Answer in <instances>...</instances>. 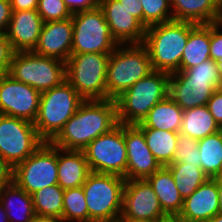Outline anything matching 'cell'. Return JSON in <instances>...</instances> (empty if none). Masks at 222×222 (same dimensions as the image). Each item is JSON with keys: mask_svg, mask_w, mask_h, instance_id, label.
<instances>
[{"mask_svg": "<svg viewBox=\"0 0 222 222\" xmlns=\"http://www.w3.org/2000/svg\"><path fill=\"white\" fill-rule=\"evenodd\" d=\"M170 5L177 21L210 24L222 17L221 0H170Z\"/></svg>", "mask_w": 222, "mask_h": 222, "instance_id": "44dd1931", "label": "cell"}, {"mask_svg": "<svg viewBox=\"0 0 222 222\" xmlns=\"http://www.w3.org/2000/svg\"><path fill=\"white\" fill-rule=\"evenodd\" d=\"M218 90L222 93V80H220V84H219Z\"/></svg>", "mask_w": 222, "mask_h": 222, "instance_id": "f5cc1de1", "label": "cell"}, {"mask_svg": "<svg viewBox=\"0 0 222 222\" xmlns=\"http://www.w3.org/2000/svg\"><path fill=\"white\" fill-rule=\"evenodd\" d=\"M110 53H71L66 80L84 100L107 99L106 75Z\"/></svg>", "mask_w": 222, "mask_h": 222, "instance_id": "52a82bcc", "label": "cell"}, {"mask_svg": "<svg viewBox=\"0 0 222 222\" xmlns=\"http://www.w3.org/2000/svg\"><path fill=\"white\" fill-rule=\"evenodd\" d=\"M170 74L153 70L115 99L117 121L137 125L149 110L168 96Z\"/></svg>", "mask_w": 222, "mask_h": 222, "instance_id": "7a4b0ae2", "label": "cell"}, {"mask_svg": "<svg viewBox=\"0 0 222 222\" xmlns=\"http://www.w3.org/2000/svg\"><path fill=\"white\" fill-rule=\"evenodd\" d=\"M170 217L163 211L149 182L126 180L123 191V208L119 220L166 221Z\"/></svg>", "mask_w": 222, "mask_h": 222, "instance_id": "4fadbf2b", "label": "cell"}, {"mask_svg": "<svg viewBox=\"0 0 222 222\" xmlns=\"http://www.w3.org/2000/svg\"><path fill=\"white\" fill-rule=\"evenodd\" d=\"M83 101L67 80L41 93L38 114L33 122L38 136L44 142H51Z\"/></svg>", "mask_w": 222, "mask_h": 222, "instance_id": "5b68a950", "label": "cell"}, {"mask_svg": "<svg viewBox=\"0 0 222 222\" xmlns=\"http://www.w3.org/2000/svg\"><path fill=\"white\" fill-rule=\"evenodd\" d=\"M41 93L23 82L5 74L0 80V114L34 122Z\"/></svg>", "mask_w": 222, "mask_h": 222, "instance_id": "5bb4252c", "label": "cell"}, {"mask_svg": "<svg viewBox=\"0 0 222 222\" xmlns=\"http://www.w3.org/2000/svg\"><path fill=\"white\" fill-rule=\"evenodd\" d=\"M160 222H180L179 220H177L176 218H170L166 221H160Z\"/></svg>", "mask_w": 222, "mask_h": 222, "instance_id": "816d5d0a", "label": "cell"}, {"mask_svg": "<svg viewBox=\"0 0 222 222\" xmlns=\"http://www.w3.org/2000/svg\"><path fill=\"white\" fill-rule=\"evenodd\" d=\"M83 152L91 172L113 174L126 180L127 153L124 124L118 123L109 132L92 140Z\"/></svg>", "mask_w": 222, "mask_h": 222, "instance_id": "9c48e42d", "label": "cell"}, {"mask_svg": "<svg viewBox=\"0 0 222 222\" xmlns=\"http://www.w3.org/2000/svg\"><path fill=\"white\" fill-rule=\"evenodd\" d=\"M72 42V17L64 20L44 22L38 44L33 52L66 62L71 55Z\"/></svg>", "mask_w": 222, "mask_h": 222, "instance_id": "d6986e66", "label": "cell"}, {"mask_svg": "<svg viewBox=\"0 0 222 222\" xmlns=\"http://www.w3.org/2000/svg\"><path fill=\"white\" fill-rule=\"evenodd\" d=\"M57 147L51 142L41 146L13 168V181L28 194L58 184Z\"/></svg>", "mask_w": 222, "mask_h": 222, "instance_id": "8fae6325", "label": "cell"}, {"mask_svg": "<svg viewBox=\"0 0 222 222\" xmlns=\"http://www.w3.org/2000/svg\"><path fill=\"white\" fill-rule=\"evenodd\" d=\"M219 198H220V213H222V178H218Z\"/></svg>", "mask_w": 222, "mask_h": 222, "instance_id": "7dc6e473", "label": "cell"}, {"mask_svg": "<svg viewBox=\"0 0 222 222\" xmlns=\"http://www.w3.org/2000/svg\"><path fill=\"white\" fill-rule=\"evenodd\" d=\"M222 130L209 112L207 105L183 111L182 126L179 134L200 140Z\"/></svg>", "mask_w": 222, "mask_h": 222, "instance_id": "4316f807", "label": "cell"}, {"mask_svg": "<svg viewBox=\"0 0 222 222\" xmlns=\"http://www.w3.org/2000/svg\"><path fill=\"white\" fill-rule=\"evenodd\" d=\"M118 222H158V221H150V220H119Z\"/></svg>", "mask_w": 222, "mask_h": 222, "instance_id": "f907efd6", "label": "cell"}, {"mask_svg": "<svg viewBox=\"0 0 222 222\" xmlns=\"http://www.w3.org/2000/svg\"><path fill=\"white\" fill-rule=\"evenodd\" d=\"M71 14L99 7L100 0H64Z\"/></svg>", "mask_w": 222, "mask_h": 222, "instance_id": "ab89813d", "label": "cell"}, {"mask_svg": "<svg viewBox=\"0 0 222 222\" xmlns=\"http://www.w3.org/2000/svg\"><path fill=\"white\" fill-rule=\"evenodd\" d=\"M14 51L5 33H0V69L7 74Z\"/></svg>", "mask_w": 222, "mask_h": 222, "instance_id": "74e56055", "label": "cell"}, {"mask_svg": "<svg viewBox=\"0 0 222 222\" xmlns=\"http://www.w3.org/2000/svg\"><path fill=\"white\" fill-rule=\"evenodd\" d=\"M0 222H9L8 217L6 215V211L4 210L1 201H0Z\"/></svg>", "mask_w": 222, "mask_h": 222, "instance_id": "bcb514c9", "label": "cell"}, {"mask_svg": "<svg viewBox=\"0 0 222 222\" xmlns=\"http://www.w3.org/2000/svg\"><path fill=\"white\" fill-rule=\"evenodd\" d=\"M31 222H62L59 219H55V218H46V217H38L35 216Z\"/></svg>", "mask_w": 222, "mask_h": 222, "instance_id": "f6af8a7d", "label": "cell"}, {"mask_svg": "<svg viewBox=\"0 0 222 222\" xmlns=\"http://www.w3.org/2000/svg\"><path fill=\"white\" fill-rule=\"evenodd\" d=\"M5 75V73L0 69V80Z\"/></svg>", "mask_w": 222, "mask_h": 222, "instance_id": "db71d44e", "label": "cell"}, {"mask_svg": "<svg viewBox=\"0 0 222 222\" xmlns=\"http://www.w3.org/2000/svg\"><path fill=\"white\" fill-rule=\"evenodd\" d=\"M117 124L115 100H84L51 143L65 150H83Z\"/></svg>", "mask_w": 222, "mask_h": 222, "instance_id": "6da1fadb", "label": "cell"}, {"mask_svg": "<svg viewBox=\"0 0 222 222\" xmlns=\"http://www.w3.org/2000/svg\"><path fill=\"white\" fill-rule=\"evenodd\" d=\"M143 9V25L147 28L173 20L170 0H140Z\"/></svg>", "mask_w": 222, "mask_h": 222, "instance_id": "d6a6232c", "label": "cell"}, {"mask_svg": "<svg viewBox=\"0 0 222 222\" xmlns=\"http://www.w3.org/2000/svg\"><path fill=\"white\" fill-rule=\"evenodd\" d=\"M11 14L12 8L10 0H0V33H6Z\"/></svg>", "mask_w": 222, "mask_h": 222, "instance_id": "60d3db41", "label": "cell"}, {"mask_svg": "<svg viewBox=\"0 0 222 222\" xmlns=\"http://www.w3.org/2000/svg\"><path fill=\"white\" fill-rule=\"evenodd\" d=\"M219 85L212 78L188 77L175 71L169 77L168 95L183 109L207 105Z\"/></svg>", "mask_w": 222, "mask_h": 222, "instance_id": "2e32d148", "label": "cell"}, {"mask_svg": "<svg viewBox=\"0 0 222 222\" xmlns=\"http://www.w3.org/2000/svg\"><path fill=\"white\" fill-rule=\"evenodd\" d=\"M210 59V24L189 22V37L180 62V71Z\"/></svg>", "mask_w": 222, "mask_h": 222, "instance_id": "cb8c5ba5", "label": "cell"}, {"mask_svg": "<svg viewBox=\"0 0 222 222\" xmlns=\"http://www.w3.org/2000/svg\"><path fill=\"white\" fill-rule=\"evenodd\" d=\"M127 169L126 180H144L162 166L146 144L143 131L137 125L124 124Z\"/></svg>", "mask_w": 222, "mask_h": 222, "instance_id": "9a60e30c", "label": "cell"}, {"mask_svg": "<svg viewBox=\"0 0 222 222\" xmlns=\"http://www.w3.org/2000/svg\"><path fill=\"white\" fill-rule=\"evenodd\" d=\"M118 44L110 53L107 75V99L115 100L138 80L153 71L146 46Z\"/></svg>", "mask_w": 222, "mask_h": 222, "instance_id": "277c9868", "label": "cell"}, {"mask_svg": "<svg viewBox=\"0 0 222 222\" xmlns=\"http://www.w3.org/2000/svg\"><path fill=\"white\" fill-rule=\"evenodd\" d=\"M183 111L168 95L164 100L155 104L137 126L179 133L182 126Z\"/></svg>", "mask_w": 222, "mask_h": 222, "instance_id": "d4e9b609", "label": "cell"}, {"mask_svg": "<svg viewBox=\"0 0 222 222\" xmlns=\"http://www.w3.org/2000/svg\"><path fill=\"white\" fill-rule=\"evenodd\" d=\"M216 63H217L219 78L220 80H222V59L218 60Z\"/></svg>", "mask_w": 222, "mask_h": 222, "instance_id": "c3c4849f", "label": "cell"}, {"mask_svg": "<svg viewBox=\"0 0 222 222\" xmlns=\"http://www.w3.org/2000/svg\"><path fill=\"white\" fill-rule=\"evenodd\" d=\"M216 178H222V167H221V170H220V174Z\"/></svg>", "mask_w": 222, "mask_h": 222, "instance_id": "11a10c76", "label": "cell"}, {"mask_svg": "<svg viewBox=\"0 0 222 222\" xmlns=\"http://www.w3.org/2000/svg\"><path fill=\"white\" fill-rule=\"evenodd\" d=\"M72 21L71 53H111L118 45L100 7L72 14Z\"/></svg>", "mask_w": 222, "mask_h": 222, "instance_id": "30bf717a", "label": "cell"}, {"mask_svg": "<svg viewBox=\"0 0 222 222\" xmlns=\"http://www.w3.org/2000/svg\"><path fill=\"white\" fill-rule=\"evenodd\" d=\"M182 72L188 77L212 78L218 85L220 84L217 63L212 59L203 61L199 65L185 69Z\"/></svg>", "mask_w": 222, "mask_h": 222, "instance_id": "d590c367", "label": "cell"}, {"mask_svg": "<svg viewBox=\"0 0 222 222\" xmlns=\"http://www.w3.org/2000/svg\"><path fill=\"white\" fill-rule=\"evenodd\" d=\"M7 74L40 93L59 86L66 80L64 61L41 56L33 51L14 52Z\"/></svg>", "mask_w": 222, "mask_h": 222, "instance_id": "ba28073f", "label": "cell"}, {"mask_svg": "<svg viewBox=\"0 0 222 222\" xmlns=\"http://www.w3.org/2000/svg\"><path fill=\"white\" fill-rule=\"evenodd\" d=\"M63 193L64 189L55 184L31 194L35 215L62 221Z\"/></svg>", "mask_w": 222, "mask_h": 222, "instance_id": "f1b7e54d", "label": "cell"}, {"mask_svg": "<svg viewBox=\"0 0 222 222\" xmlns=\"http://www.w3.org/2000/svg\"><path fill=\"white\" fill-rule=\"evenodd\" d=\"M207 107L215 121L222 128V93L218 89L207 102Z\"/></svg>", "mask_w": 222, "mask_h": 222, "instance_id": "f35d334b", "label": "cell"}, {"mask_svg": "<svg viewBox=\"0 0 222 222\" xmlns=\"http://www.w3.org/2000/svg\"><path fill=\"white\" fill-rule=\"evenodd\" d=\"M88 222V206L82 186L65 189L62 222Z\"/></svg>", "mask_w": 222, "mask_h": 222, "instance_id": "1f68e13d", "label": "cell"}, {"mask_svg": "<svg viewBox=\"0 0 222 222\" xmlns=\"http://www.w3.org/2000/svg\"><path fill=\"white\" fill-rule=\"evenodd\" d=\"M208 222H222V213H218L213 218H211Z\"/></svg>", "mask_w": 222, "mask_h": 222, "instance_id": "681fc988", "label": "cell"}, {"mask_svg": "<svg viewBox=\"0 0 222 222\" xmlns=\"http://www.w3.org/2000/svg\"><path fill=\"white\" fill-rule=\"evenodd\" d=\"M143 24V9L140 0H118Z\"/></svg>", "mask_w": 222, "mask_h": 222, "instance_id": "7bdbcfd3", "label": "cell"}, {"mask_svg": "<svg viewBox=\"0 0 222 222\" xmlns=\"http://www.w3.org/2000/svg\"><path fill=\"white\" fill-rule=\"evenodd\" d=\"M200 164L209 178H216L222 167V130L198 140Z\"/></svg>", "mask_w": 222, "mask_h": 222, "instance_id": "f546056e", "label": "cell"}, {"mask_svg": "<svg viewBox=\"0 0 222 222\" xmlns=\"http://www.w3.org/2000/svg\"><path fill=\"white\" fill-rule=\"evenodd\" d=\"M43 23L37 9L12 11L5 33L12 50L33 51L38 44Z\"/></svg>", "mask_w": 222, "mask_h": 222, "instance_id": "ffe728a7", "label": "cell"}, {"mask_svg": "<svg viewBox=\"0 0 222 222\" xmlns=\"http://www.w3.org/2000/svg\"><path fill=\"white\" fill-rule=\"evenodd\" d=\"M37 11L43 22L64 20L72 17L64 0H38Z\"/></svg>", "mask_w": 222, "mask_h": 222, "instance_id": "e575fe53", "label": "cell"}, {"mask_svg": "<svg viewBox=\"0 0 222 222\" xmlns=\"http://www.w3.org/2000/svg\"><path fill=\"white\" fill-rule=\"evenodd\" d=\"M99 7L112 37L118 44H141L145 39L146 27L118 0H100Z\"/></svg>", "mask_w": 222, "mask_h": 222, "instance_id": "e0dca14e", "label": "cell"}, {"mask_svg": "<svg viewBox=\"0 0 222 222\" xmlns=\"http://www.w3.org/2000/svg\"><path fill=\"white\" fill-rule=\"evenodd\" d=\"M152 186L163 211L170 217L176 218L182 210L183 201L171 172L162 166L146 179Z\"/></svg>", "mask_w": 222, "mask_h": 222, "instance_id": "603a6c76", "label": "cell"}, {"mask_svg": "<svg viewBox=\"0 0 222 222\" xmlns=\"http://www.w3.org/2000/svg\"><path fill=\"white\" fill-rule=\"evenodd\" d=\"M13 181V168L0 156V190Z\"/></svg>", "mask_w": 222, "mask_h": 222, "instance_id": "b9f144b4", "label": "cell"}, {"mask_svg": "<svg viewBox=\"0 0 222 222\" xmlns=\"http://www.w3.org/2000/svg\"><path fill=\"white\" fill-rule=\"evenodd\" d=\"M172 174L183 199L190 196L209 177L201 167L187 163H171L165 166Z\"/></svg>", "mask_w": 222, "mask_h": 222, "instance_id": "4dcf8cb0", "label": "cell"}, {"mask_svg": "<svg viewBox=\"0 0 222 222\" xmlns=\"http://www.w3.org/2000/svg\"><path fill=\"white\" fill-rule=\"evenodd\" d=\"M125 178L91 172L82 185L88 222H118L123 208Z\"/></svg>", "mask_w": 222, "mask_h": 222, "instance_id": "8992f818", "label": "cell"}, {"mask_svg": "<svg viewBox=\"0 0 222 222\" xmlns=\"http://www.w3.org/2000/svg\"><path fill=\"white\" fill-rule=\"evenodd\" d=\"M12 11L33 10L38 7V0H10Z\"/></svg>", "mask_w": 222, "mask_h": 222, "instance_id": "ee69618b", "label": "cell"}, {"mask_svg": "<svg viewBox=\"0 0 222 222\" xmlns=\"http://www.w3.org/2000/svg\"><path fill=\"white\" fill-rule=\"evenodd\" d=\"M140 129L143 131L148 148L160 165L171 164L177 148L179 133L153 128Z\"/></svg>", "mask_w": 222, "mask_h": 222, "instance_id": "83f0119b", "label": "cell"}, {"mask_svg": "<svg viewBox=\"0 0 222 222\" xmlns=\"http://www.w3.org/2000/svg\"><path fill=\"white\" fill-rule=\"evenodd\" d=\"M58 185L62 189L77 188L91 173L83 150H65L57 147Z\"/></svg>", "mask_w": 222, "mask_h": 222, "instance_id": "7402d4cb", "label": "cell"}, {"mask_svg": "<svg viewBox=\"0 0 222 222\" xmlns=\"http://www.w3.org/2000/svg\"><path fill=\"white\" fill-rule=\"evenodd\" d=\"M189 37V22L170 20L146 28L143 44L153 70L169 74L180 71L183 50Z\"/></svg>", "mask_w": 222, "mask_h": 222, "instance_id": "3957f363", "label": "cell"}, {"mask_svg": "<svg viewBox=\"0 0 222 222\" xmlns=\"http://www.w3.org/2000/svg\"><path fill=\"white\" fill-rule=\"evenodd\" d=\"M0 201L6 211L9 222H31L36 216L33 208L32 196L19 187L14 181L0 190ZM14 210H16V212ZM14 214L17 215L14 216Z\"/></svg>", "mask_w": 222, "mask_h": 222, "instance_id": "484cf974", "label": "cell"}, {"mask_svg": "<svg viewBox=\"0 0 222 222\" xmlns=\"http://www.w3.org/2000/svg\"><path fill=\"white\" fill-rule=\"evenodd\" d=\"M222 22L210 23V59L217 62L222 59Z\"/></svg>", "mask_w": 222, "mask_h": 222, "instance_id": "8d00e7d4", "label": "cell"}, {"mask_svg": "<svg viewBox=\"0 0 222 222\" xmlns=\"http://www.w3.org/2000/svg\"><path fill=\"white\" fill-rule=\"evenodd\" d=\"M220 213L218 178H208L190 196L176 217L180 222H208Z\"/></svg>", "mask_w": 222, "mask_h": 222, "instance_id": "ac0fdd59", "label": "cell"}, {"mask_svg": "<svg viewBox=\"0 0 222 222\" xmlns=\"http://www.w3.org/2000/svg\"><path fill=\"white\" fill-rule=\"evenodd\" d=\"M43 142L33 122L0 114V156L12 168L33 154Z\"/></svg>", "mask_w": 222, "mask_h": 222, "instance_id": "7c38bea8", "label": "cell"}, {"mask_svg": "<svg viewBox=\"0 0 222 222\" xmlns=\"http://www.w3.org/2000/svg\"><path fill=\"white\" fill-rule=\"evenodd\" d=\"M172 163H187L201 167L198 140L179 134Z\"/></svg>", "mask_w": 222, "mask_h": 222, "instance_id": "836d02e7", "label": "cell"}]
</instances>
